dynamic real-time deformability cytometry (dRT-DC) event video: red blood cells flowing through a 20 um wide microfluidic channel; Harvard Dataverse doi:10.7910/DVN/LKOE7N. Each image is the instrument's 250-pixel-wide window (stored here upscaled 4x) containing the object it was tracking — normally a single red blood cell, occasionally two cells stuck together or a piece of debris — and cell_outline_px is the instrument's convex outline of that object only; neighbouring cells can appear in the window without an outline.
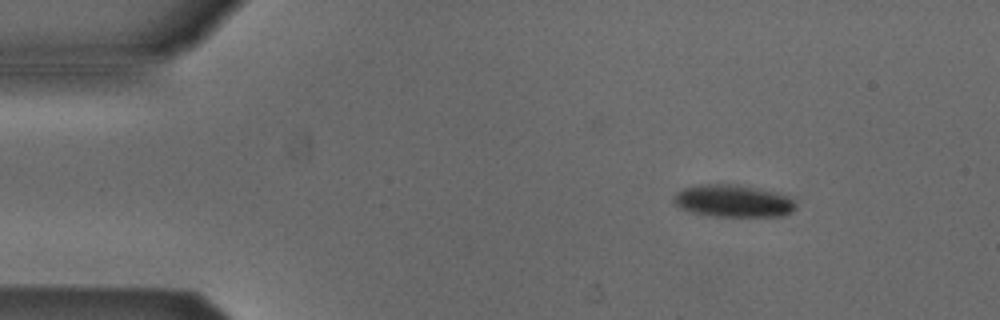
{"species": "Egyptian fruit bat (a non-hibernating species)", "species_latin": "Rousettus aegyptiacus", "temperature_condition": "cold", "stored_images_in_passage": 53, "camera_frame_rate_fps": 3000, "um_per_image_px": 0.085, "animal": {"sex": "male"}, "frame": {"image": 1, "passage_image": 7, "time_ms": 2.0, "image_size_px": [1000, 320], "cell_outline_px": [[796, 208], [792, 212], [780, 216], [716, 216], [692, 212], [680, 208], [672, 200], [672, 196], [676, 192], [684, 188], [700, 184], [736, 184], [760, 188], [776, 192], [788, 196], [796, 204]], "centroid_in_image_um": [62.31, 17.07], "position_along_channel_um": 22.7, "area_um2": 23.06}}
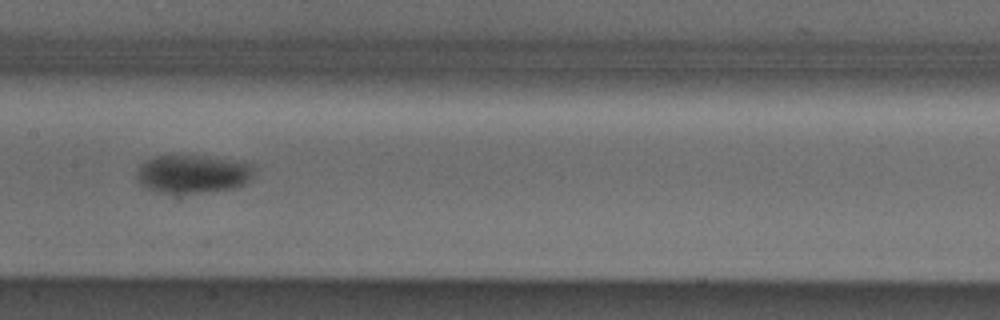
{"frame": {"image": 2, "passage_image": 26, "time_ms": 8.333, "image_size_px": [1000, 320], "cell_outline_px": [[256, 168], [248, 180], [244, 184], [236, 188], [200, 192], [156, 192], [140, 184], [136, 172], [140, 164], [156, 156], [200, 156], [252, 164]], "centroid_in_image_um": [16.37, 14.79], "position_along_channel_um": 191.0, "area_um2": 25.55}}
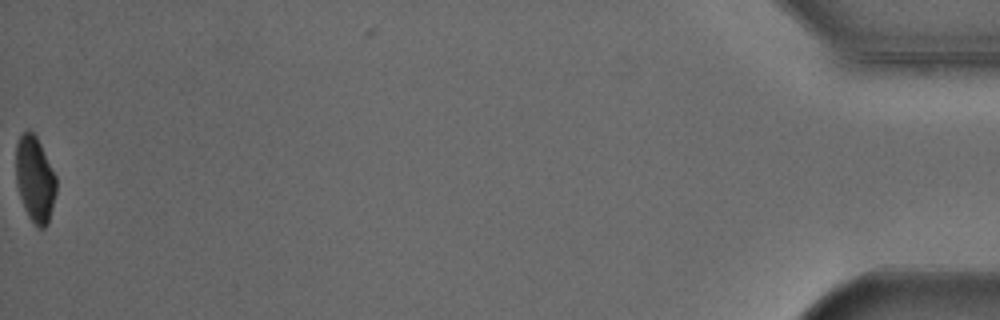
{"frame": {"image": 3, "passage_image": 53, "time_ms": 17.333, "image_size_px": [1000, 320], "cell_outline_px": [[56, 192], [48, 224], [44, 228], [36, 228], [28, 216], [24, 208], [16, 184], [16, 144], [20, 136], [28, 128], [36, 136], [56, 176]], "centroid_in_image_um": [2.96, 15.26], "position_along_channel_um": 432.2, "area_um2": 20.17}, "authors_computed_cell_mechanics": {"area_um2": 23.987, "velocity_mm_per_s": 3.8632, "shape_relaxation_time_tau1_ms": 4.1924, "shape_relaxation_time_tau2_ms": null, "deformation_change_tau1": 0.0936, "deformation_change_tau2": null}}